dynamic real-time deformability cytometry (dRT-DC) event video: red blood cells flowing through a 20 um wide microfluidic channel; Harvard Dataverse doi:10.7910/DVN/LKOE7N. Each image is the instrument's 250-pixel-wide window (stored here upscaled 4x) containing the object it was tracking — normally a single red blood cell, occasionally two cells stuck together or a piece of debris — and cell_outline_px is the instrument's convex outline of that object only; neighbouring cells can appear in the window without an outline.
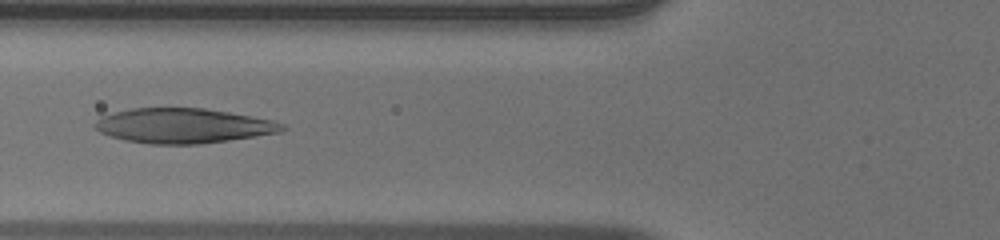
{"species": "human", "species_latin": "Homo sapiens", "temperature_condition": "warm", "stored_images_in_passage": 38, "camera_frame_rate_fps": 3000, "um_per_image_px": 0.085, "donor": {"sex": "male"}, "frame": {"image": 1, "passage_image": 6, "time_ms": 1.667, "image_size_px": [1000, 240], "cell_outline_px": [[288, 128], [280, 132], [228, 140], [200, 144], [148, 144], [124, 140], [100, 132], [92, 124], [100, 116], [132, 108], [204, 108], [252, 116], [272, 120], [284, 124]], "centroid_in_image_um": [15.56, 10.69], "position_along_channel_um": 110.2, "area_um2": 37.92}}
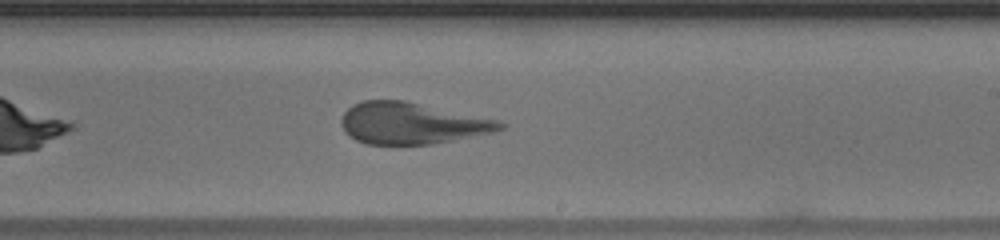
{"frame": {"image": 2, "passage_image": 17, "time_ms": 5.333, "image_size_px": [1000, 240], "cell_outline_px": [[504, 128], [492, 132], [432, 144], [364, 144], [348, 136], [344, 132], [340, 120], [344, 112], [352, 104], [360, 100], [404, 100], [500, 120], [504, 124]], "centroid_in_image_um": [34.95, 10.47], "position_along_channel_um": 254.1, "area_um2": 38.44}}
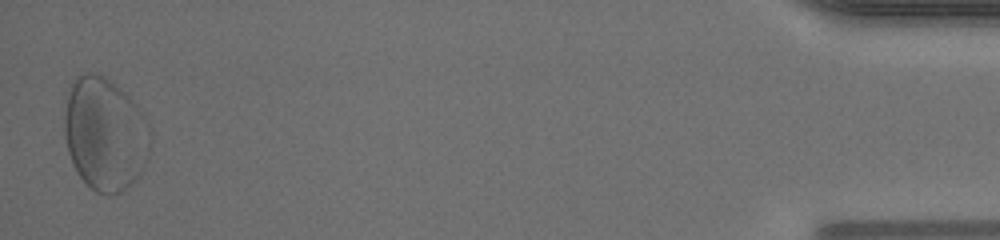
{"frame": {"image": 3, "passage_image": 37, "time_ms": 12.0, "image_size_px": [1000, 240], "cell_outline_px": [[152, 136], [132, 180], [120, 192], [108, 196], [96, 192], [76, 172], [68, 152], [64, 132], [64, 112], [72, 80], [76, 76], [88, 72], [96, 72], [104, 76], [124, 92], [136, 104], [152, 128]], "centroid_in_image_um": [8.86, 11.32], "position_along_channel_um": 426.3, "area_um2": 55.66}}